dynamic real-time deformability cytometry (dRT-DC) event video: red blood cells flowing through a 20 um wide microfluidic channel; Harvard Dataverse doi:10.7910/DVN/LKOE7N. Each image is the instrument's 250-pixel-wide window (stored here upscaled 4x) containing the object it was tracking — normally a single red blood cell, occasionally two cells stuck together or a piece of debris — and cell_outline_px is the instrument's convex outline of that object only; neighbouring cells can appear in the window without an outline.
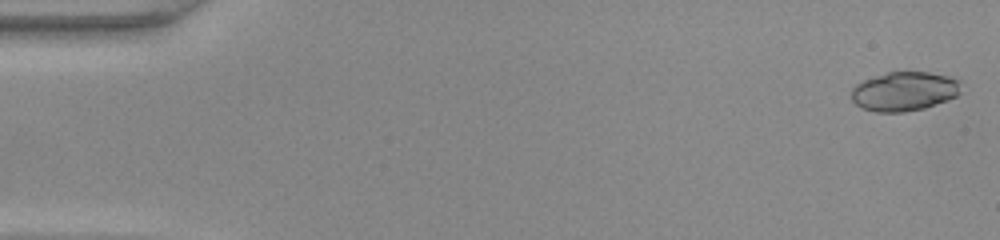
{"species": "common noctule bat (a hibernating species)", "species_latin": "Nyctalus noctula", "temperature_condition": "warm", "stored_images_in_passage": 46, "camera_frame_rate_fps": 3000, "um_per_image_px": 0.085, "animal": {"sex": "female", "body_mass_g": 22.0, "forearm_length_mm": 56.7}, "frame": {"image": 1, "passage_image": 1, "time_ms": 0.0, "image_size_px": [1000, 240], "cell_outline_px": [[960, 92], [956, 96], [924, 108], [904, 112], [876, 112], [864, 108], [856, 104], [852, 100], [852, 88], [856, 84], [864, 80], [888, 72], [928, 72], [948, 76], [956, 80]], "centroid_in_image_um": [76.82, 7.77], "position_along_channel_um": 8.2, "area_um2": 24.57}}
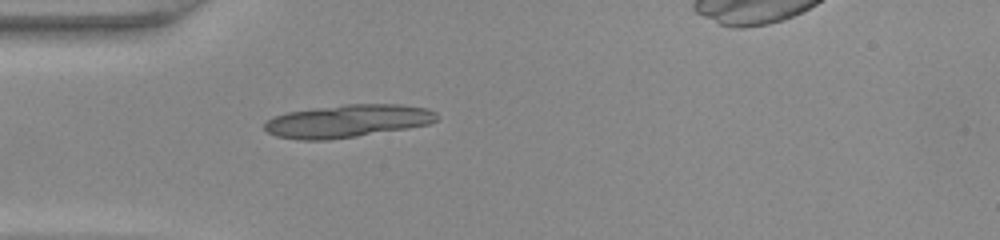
{"frame": {"image": 2, "passage_image": 14, "time_ms": 4.333, "image_size_px": [1000, 240], "cell_outline_px": [[440, 116], [436, 120], [428, 124], [408, 128], [324, 140], [304, 140], [276, 136], [268, 132], [264, 128], [264, 124], [268, 120], [276, 116], [288, 112], [344, 104], [400, 104], [428, 108], [436, 112]], "centroid_in_image_um": [29.58, 10.27], "position_along_channel_um": 55.4, "area_um2": 32.54}}